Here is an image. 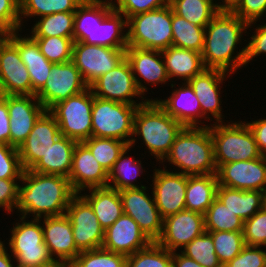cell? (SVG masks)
I'll list each match as a JSON object with an SVG mask.
<instances>
[{
    "label": "cell",
    "instance_id": "6da1fadb",
    "mask_svg": "<svg viewBox=\"0 0 266 267\" xmlns=\"http://www.w3.org/2000/svg\"><path fill=\"white\" fill-rule=\"evenodd\" d=\"M248 23L235 15L228 7L220 12L205 27L204 47L201 52L205 68L219 69L232 75L246 66V45L239 52L241 37L247 33ZM237 47V49H236Z\"/></svg>",
    "mask_w": 266,
    "mask_h": 267
},
{
    "label": "cell",
    "instance_id": "7a4b0ae2",
    "mask_svg": "<svg viewBox=\"0 0 266 267\" xmlns=\"http://www.w3.org/2000/svg\"><path fill=\"white\" fill-rule=\"evenodd\" d=\"M20 182L23 185L19 183L15 210L25 218L30 214L36 219L65 214L76 194L69 179L61 175L24 170Z\"/></svg>",
    "mask_w": 266,
    "mask_h": 267
},
{
    "label": "cell",
    "instance_id": "3957f363",
    "mask_svg": "<svg viewBox=\"0 0 266 267\" xmlns=\"http://www.w3.org/2000/svg\"><path fill=\"white\" fill-rule=\"evenodd\" d=\"M163 162L188 176L217 174L210 126L184 127Z\"/></svg>",
    "mask_w": 266,
    "mask_h": 267
},
{
    "label": "cell",
    "instance_id": "277c9868",
    "mask_svg": "<svg viewBox=\"0 0 266 267\" xmlns=\"http://www.w3.org/2000/svg\"><path fill=\"white\" fill-rule=\"evenodd\" d=\"M184 126L171 117L157 101H147L138 106L134 116L133 137L130 146L136 143V136L142 137L149 154L159 163L170 152L176 136Z\"/></svg>",
    "mask_w": 266,
    "mask_h": 267
},
{
    "label": "cell",
    "instance_id": "5b68a950",
    "mask_svg": "<svg viewBox=\"0 0 266 267\" xmlns=\"http://www.w3.org/2000/svg\"><path fill=\"white\" fill-rule=\"evenodd\" d=\"M209 124L217 170L224 164L260 158L254 135L246 122Z\"/></svg>",
    "mask_w": 266,
    "mask_h": 267
},
{
    "label": "cell",
    "instance_id": "8992f818",
    "mask_svg": "<svg viewBox=\"0 0 266 267\" xmlns=\"http://www.w3.org/2000/svg\"><path fill=\"white\" fill-rule=\"evenodd\" d=\"M172 7L140 13L127 20L128 47L163 51L172 46Z\"/></svg>",
    "mask_w": 266,
    "mask_h": 267
},
{
    "label": "cell",
    "instance_id": "52a82bcc",
    "mask_svg": "<svg viewBox=\"0 0 266 267\" xmlns=\"http://www.w3.org/2000/svg\"><path fill=\"white\" fill-rule=\"evenodd\" d=\"M138 106L141 105L104 100L93 95L91 136L114 138L130 144Z\"/></svg>",
    "mask_w": 266,
    "mask_h": 267
},
{
    "label": "cell",
    "instance_id": "ba28073f",
    "mask_svg": "<svg viewBox=\"0 0 266 267\" xmlns=\"http://www.w3.org/2000/svg\"><path fill=\"white\" fill-rule=\"evenodd\" d=\"M20 222H16L10 229L8 247L17 267H32L55 261L44 243L41 218L31 217V220H25L20 216Z\"/></svg>",
    "mask_w": 266,
    "mask_h": 267
},
{
    "label": "cell",
    "instance_id": "9c48e42d",
    "mask_svg": "<svg viewBox=\"0 0 266 267\" xmlns=\"http://www.w3.org/2000/svg\"><path fill=\"white\" fill-rule=\"evenodd\" d=\"M93 92L88 87L83 92L53 105L48 112L58 123L62 136L83 142L92 133Z\"/></svg>",
    "mask_w": 266,
    "mask_h": 267
},
{
    "label": "cell",
    "instance_id": "30bf717a",
    "mask_svg": "<svg viewBox=\"0 0 266 267\" xmlns=\"http://www.w3.org/2000/svg\"><path fill=\"white\" fill-rule=\"evenodd\" d=\"M126 58V48H111L74 42L72 61L84 82L90 86L101 75L114 69Z\"/></svg>",
    "mask_w": 266,
    "mask_h": 267
},
{
    "label": "cell",
    "instance_id": "8fae6325",
    "mask_svg": "<svg viewBox=\"0 0 266 267\" xmlns=\"http://www.w3.org/2000/svg\"><path fill=\"white\" fill-rule=\"evenodd\" d=\"M89 87L95 97L104 100L131 105H143L148 101L138 90L131 65L126 58L114 69L97 78ZM135 97H141L143 101H134Z\"/></svg>",
    "mask_w": 266,
    "mask_h": 267
},
{
    "label": "cell",
    "instance_id": "7c38bea8",
    "mask_svg": "<svg viewBox=\"0 0 266 267\" xmlns=\"http://www.w3.org/2000/svg\"><path fill=\"white\" fill-rule=\"evenodd\" d=\"M65 214L71 221L74 241L80 252L102 247L105 230L82 194L76 193L71 198Z\"/></svg>",
    "mask_w": 266,
    "mask_h": 267
},
{
    "label": "cell",
    "instance_id": "4fadbf2b",
    "mask_svg": "<svg viewBox=\"0 0 266 267\" xmlns=\"http://www.w3.org/2000/svg\"><path fill=\"white\" fill-rule=\"evenodd\" d=\"M147 186L127 188L119 191L124 214L129 215L140 229L152 241L156 242L161 235L163 218L158 211L154 195L146 194Z\"/></svg>",
    "mask_w": 266,
    "mask_h": 267
},
{
    "label": "cell",
    "instance_id": "5bb4252c",
    "mask_svg": "<svg viewBox=\"0 0 266 267\" xmlns=\"http://www.w3.org/2000/svg\"><path fill=\"white\" fill-rule=\"evenodd\" d=\"M88 87L72 60L65 63H54L48 80L36 97L48 111L58 102L77 95Z\"/></svg>",
    "mask_w": 266,
    "mask_h": 267
},
{
    "label": "cell",
    "instance_id": "9a60e30c",
    "mask_svg": "<svg viewBox=\"0 0 266 267\" xmlns=\"http://www.w3.org/2000/svg\"><path fill=\"white\" fill-rule=\"evenodd\" d=\"M154 169L152 192L162 218L174 215L184 209L187 175L166 169Z\"/></svg>",
    "mask_w": 266,
    "mask_h": 267
},
{
    "label": "cell",
    "instance_id": "2e32d148",
    "mask_svg": "<svg viewBox=\"0 0 266 267\" xmlns=\"http://www.w3.org/2000/svg\"><path fill=\"white\" fill-rule=\"evenodd\" d=\"M204 231V215L184 209L163 219L162 232L156 243L174 252L182 250Z\"/></svg>",
    "mask_w": 266,
    "mask_h": 267
},
{
    "label": "cell",
    "instance_id": "e0dca14e",
    "mask_svg": "<svg viewBox=\"0 0 266 267\" xmlns=\"http://www.w3.org/2000/svg\"><path fill=\"white\" fill-rule=\"evenodd\" d=\"M217 177L219 185L228 188L266 192V156L224 164Z\"/></svg>",
    "mask_w": 266,
    "mask_h": 267
},
{
    "label": "cell",
    "instance_id": "ac0fdd59",
    "mask_svg": "<svg viewBox=\"0 0 266 267\" xmlns=\"http://www.w3.org/2000/svg\"><path fill=\"white\" fill-rule=\"evenodd\" d=\"M7 107L10 119V145L18 148L46 109L36 95H7Z\"/></svg>",
    "mask_w": 266,
    "mask_h": 267
},
{
    "label": "cell",
    "instance_id": "d6986e66",
    "mask_svg": "<svg viewBox=\"0 0 266 267\" xmlns=\"http://www.w3.org/2000/svg\"><path fill=\"white\" fill-rule=\"evenodd\" d=\"M60 136L57 121L45 111L35 122L26 140L18 147L23 169L30 170Z\"/></svg>",
    "mask_w": 266,
    "mask_h": 267
},
{
    "label": "cell",
    "instance_id": "ffe728a7",
    "mask_svg": "<svg viewBox=\"0 0 266 267\" xmlns=\"http://www.w3.org/2000/svg\"><path fill=\"white\" fill-rule=\"evenodd\" d=\"M0 82L6 95H32L29 72L6 36L0 40Z\"/></svg>",
    "mask_w": 266,
    "mask_h": 267
},
{
    "label": "cell",
    "instance_id": "44dd1931",
    "mask_svg": "<svg viewBox=\"0 0 266 267\" xmlns=\"http://www.w3.org/2000/svg\"><path fill=\"white\" fill-rule=\"evenodd\" d=\"M41 220L44 243L51 257L55 261L70 265L80 253L74 241L70 219L66 214H62L43 217Z\"/></svg>",
    "mask_w": 266,
    "mask_h": 267
},
{
    "label": "cell",
    "instance_id": "7402d4cb",
    "mask_svg": "<svg viewBox=\"0 0 266 267\" xmlns=\"http://www.w3.org/2000/svg\"><path fill=\"white\" fill-rule=\"evenodd\" d=\"M126 59L131 65L137 88L143 97L145 92H148V87L144 86L146 84H143V80L144 83L147 82L150 86H157L160 83L167 84L166 82L171 81L168 78L161 51L127 47Z\"/></svg>",
    "mask_w": 266,
    "mask_h": 267
},
{
    "label": "cell",
    "instance_id": "603a6c76",
    "mask_svg": "<svg viewBox=\"0 0 266 267\" xmlns=\"http://www.w3.org/2000/svg\"><path fill=\"white\" fill-rule=\"evenodd\" d=\"M68 179L73 191L82 193L90 188L107 187L108 172L83 142H77Z\"/></svg>",
    "mask_w": 266,
    "mask_h": 267
},
{
    "label": "cell",
    "instance_id": "cb8c5ba5",
    "mask_svg": "<svg viewBox=\"0 0 266 267\" xmlns=\"http://www.w3.org/2000/svg\"><path fill=\"white\" fill-rule=\"evenodd\" d=\"M152 241L127 214H122L104 231L102 248L125 256L148 247Z\"/></svg>",
    "mask_w": 266,
    "mask_h": 267
},
{
    "label": "cell",
    "instance_id": "d4e9b609",
    "mask_svg": "<svg viewBox=\"0 0 266 267\" xmlns=\"http://www.w3.org/2000/svg\"><path fill=\"white\" fill-rule=\"evenodd\" d=\"M226 75L228 73L225 71L205 68L201 73L187 82L197 96L202 114L206 116L207 122L213 121L212 119L210 120V115L215 118V123L224 122L222 118L225 116L221 112L223 109L221 106L220 84L224 83L223 81H225Z\"/></svg>",
    "mask_w": 266,
    "mask_h": 267
},
{
    "label": "cell",
    "instance_id": "484cf974",
    "mask_svg": "<svg viewBox=\"0 0 266 267\" xmlns=\"http://www.w3.org/2000/svg\"><path fill=\"white\" fill-rule=\"evenodd\" d=\"M157 103L175 120L184 127H203L204 120L207 119L202 114L199 100L193 89L187 82H182L179 88L172 90L171 95L166 99H149ZM201 119V120H199Z\"/></svg>",
    "mask_w": 266,
    "mask_h": 267
},
{
    "label": "cell",
    "instance_id": "4316f807",
    "mask_svg": "<svg viewBox=\"0 0 266 267\" xmlns=\"http://www.w3.org/2000/svg\"><path fill=\"white\" fill-rule=\"evenodd\" d=\"M19 31L5 36L18 48L21 60L26 66L32 85V95H36L45 85L52 64L40 51L36 41L30 36H21Z\"/></svg>",
    "mask_w": 266,
    "mask_h": 267
},
{
    "label": "cell",
    "instance_id": "83f0119b",
    "mask_svg": "<svg viewBox=\"0 0 266 267\" xmlns=\"http://www.w3.org/2000/svg\"><path fill=\"white\" fill-rule=\"evenodd\" d=\"M112 9V0H84L75 11L73 26L74 42L94 45L96 25Z\"/></svg>",
    "mask_w": 266,
    "mask_h": 267
},
{
    "label": "cell",
    "instance_id": "f1b7e54d",
    "mask_svg": "<svg viewBox=\"0 0 266 267\" xmlns=\"http://www.w3.org/2000/svg\"><path fill=\"white\" fill-rule=\"evenodd\" d=\"M168 78L188 82L204 69L202 54L197 51L170 46L161 51Z\"/></svg>",
    "mask_w": 266,
    "mask_h": 267
},
{
    "label": "cell",
    "instance_id": "f546056e",
    "mask_svg": "<svg viewBox=\"0 0 266 267\" xmlns=\"http://www.w3.org/2000/svg\"><path fill=\"white\" fill-rule=\"evenodd\" d=\"M76 144V140L61 135L30 170L41 174L61 175L68 178Z\"/></svg>",
    "mask_w": 266,
    "mask_h": 267
},
{
    "label": "cell",
    "instance_id": "4dcf8cb0",
    "mask_svg": "<svg viewBox=\"0 0 266 267\" xmlns=\"http://www.w3.org/2000/svg\"><path fill=\"white\" fill-rule=\"evenodd\" d=\"M216 197L243 221L265 206V192L239 190L218 185Z\"/></svg>",
    "mask_w": 266,
    "mask_h": 267
},
{
    "label": "cell",
    "instance_id": "1f68e13d",
    "mask_svg": "<svg viewBox=\"0 0 266 267\" xmlns=\"http://www.w3.org/2000/svg\"><path fill=\"white\" fill-rule=\"evenodd\" d=\"M88 190L91 193L82 196L90 203L101 227L106 230L124 213L119 191L108 186Z\"/></svg>",
    "mask_w": 266,
    "mask_h": 267
},
{
    "label": "cell",
    "instance_id": "d6a6232c",
    "mask_svg": "<svg viewBox=\"0 0 266 267\" xmlns=\"http://www.w3.org/2000/svg\"><path fill=\"white\" fill-rule=\"evenodd\" d=\"M218 185L217 174L187 175L186 209L204 215L216 198Z\"/></svg>",
    "mask_w": 266,
    "mask_h": 267
},
{
    "label": "cell",
    "instance_id": "836d02e7",
    "mask_svg": "<svg viewBox=\"0 0 266 267\" xmlns=\"http://www.w3.org/2000/svg\"><path fill=\"white\" fill-rule=\"evenodd\" d=\"M125 28H127L126 17L113 8L100 23H97L94 31V45L127 48L128 33Z\"/></svg>",
    "mask_w": 266,
    "mask_h": 267
},
{
    "label": "cell",
    "instance_id": "e575fe53",
    "mask_svg": "<svg viewBox=\"0 0 266 267\" xmlns=\"http://www.w3.org/2000/svg\"><path fill=\"white\" fill-rule=\"evenodd\" d=\"M129 145L120 154L119 158L114 163L112 169L108 173V187L118 191L127 188H140L145 185L135 184L140 173H143V167L140 160H135L132 156H125L131 151Z\"/></svg>",
    "mask_w": 266,
    "mask_h": 267
},
{
    "label": "cell",
    "instance_id": "d590c367",
    "mask_svg": "<svg viewBox=\"0 0 266 267\" xmlns=\"http://www.w3.org/2000/svg\"><path fill=\"white\" fill-rule=\"evenodd\" d=\"M215 0H170L173 12L193 23L206 27L207 24L220 12L223 6L214 3Z\"/></svg>",
    "mask_w": 266,
    "mask_h": 267
},
{
    "label": "cell",
    "instance_id": "8d00e7d4",
    "mask_svg": "<svg viewBox=\"0 0 266 267\" xmlns=\"http://www.w3.org/2000/svg\"><path fill=\"white\" fill-rule=\"evenodd\" d=\"M172 46L202 52L205 27L194 25L176 15L172 9Z\"/></svg>",
    "mask_w": 266,
    "mask_h": 267
},
{
    "label": "cell",
    "instance_id": "74e56055",
    "mask_svg": "<svg viewBox=\"0 0 266 267\" xmlns=\"http://www.w3.org/2000/svg\"><path fill=\"white\" fill-rule=\"evenodd\" d=\"M75 12H57L34 21L31 37H73Z\"/></svg>",
    "mask_w": 266,
    "mask_h": 267
},
{
    "label": "cell",
    "instance_id": "f35d334b",
    "mask_svg": "<svg viewBox=\"0 0 266 267\" xmlns=\"http://www.w3.org/2000/svg\"><path fill=\"white\" fill-rule=\"evenodd\" d=\"M205 231H243L244 221L217 197L204 214Z\"/></svg>",
    "mask_w": 266,
    "mask_h": 267
},
{
    "label": "cell",
    "instance_id": "ab89813d",
    "mask_svg": "<svg viewBox=\"0 0 266 267\" xmlns=\"http://www.w3.org/2000/svg\"><path fill=\"white\" fill-rule=\"evenodd\" d=\"M84 0H20L21 29L24 18L42 17L57 12H75ZM38 16V17H37ZM24 17V18H23Z\"/></svg>",
    "mask_w": 266,
    "mask_h": 267
},
{
    "label": "cell",
    "instance_id": "60d3db41",
    "mask_svg": "<svg viewBox=\"0 0 266 267\" xmlns=\"http://www.w3.org/2000/svg\"><path fill=\"white\" fill-rule=\"evenodd\" d=\"M83 143L92 152L95 159L109 173L120 154L129 144L114 138H98L91 136Z\"/></svg>",
    "mask_w": 266,
    "mask_h": 267
},
{
    "label": "cell",
    "instance_id": "b9f144b4",
    "mask_svg": "<svg viewBox=\"0 0 266 267\" xmlns=\"http://www.w3.org/2000/svg\"><path fill=\"white\" fill-rule=\"evenodd\" d=\"M180 252L203 267H223L215 253L212 236L207 231L194 238Z\"/></svg>",
    "mask_w": 266,
    "mask_h": 267
},
{
    "label": "cell",
    "instance_id": "7bdbcfd3",
    "mask_svg": "<svg viewBox=\"0 0 266 267\" xmlns=\"http://www.w3.org/2000/svg\"><path fill=\"white\" fill-rule=\"evenodd\" d=\"M126 267H172V252L152 242L127 256Z\"/></svg>",
    "mask_w": 266,
    "mask_h": 267
},
{
    "label": "cell",
    "instance_id": "ee69618b",
    "mask_svg": "<svg viewBox=\"0 0 266 267\" xmlns=\"http://www.w3.org/2000/svg\"><path fill=\"white\" fill-rule=\"evenodd\" d=\"M213 239L215 253L224 266L237 256L245 246L243 231L209 232Z\"/></svg>",
    "mask_w": 266,
    "mask_h": 267
},
{
    "label": "cell",
    "instance_id": "f6af8a7d",
    "mask_svg": "<svg viewBox=\"0 0 266 267\" xmlns=\"http://www.w3.org/2000/svg\"><path fill=\"white\" fill-rule=\"evenodd\" d=\"M127 256L104 248L80 252L70 267H126Z\"/></svg>",
    "mask_w": 266,
    "mask_h": 267
},
{
    "label": "cell",
    "instance_id": "bcb514c9",
    "mask_svg": "<svg viewBox=\"0 0 266 267\" xmlns=\"http://www.w3.org/2000/svg\"><path fill=\"white\" fill-rule=\"evenodd\" d=\"M41 53L51 63H65L72 60L73 37H32Z\"/></svg>",
    "mask_w": 266,
    "mask_h": 267
},
{
    "label": "cell",
    "instance_id": "7dc6e473",
    "mask_svg": "<svg viewBox=\"0 0 266 267\" xmlns=\"http://www.w3.org/2000/svg\"><path fill=\"white\" fill-rule=\"evenodd\" d=\"M243 237L245 245L266 248V206L244 221Z\"/></svg>",
    "mask_w": 266,
    "mask_h": 267
},
{
    "label": "cell",
    "instance_id": "c3c4849f",
    "mask_svg": "<svg viewBox=\"0 0 266 267\" xmlns=\"http://www.w3.org/2000/svg\"><path fill=\"white\" fill-rule=\"evenodd\" d=\"M228 8L248 23V28L256 25L255 23L260 21L262 16L266 17V0H234Z\"/></svg>",
    "mask_w": 266,
    "mask_h": 267
},
{
    "label": "cell",
    "instance_id": "681fc988",
    "mask_svg": "<svg viewBox=\"0 0 266 267\" xmlns=\"http://www.w3.org/2000/svg\"><path fill=\"white\" fill-rule=\"evenodd\" d=\"M23 171L18 148L0 143V179H21Z\"/></svg>",
    "mask_w": 266,
    "mask_h": 267
},
{
    "label": "cell",
    "instance_id": "f907efd6",
    "mask_svg": "<svg viewBox=\"0 0 266 267\" xmlns=\"http://www.w3.org/2000/svg\"><path fill=\"white\" fill-rule=\"evenodd\" d=\"M112 4L113 8L128 20L134 15L166 7L170 0H112Z\"/></svg>",
    "mask_w": 266,
    "mask_h": 267
},
{
    "label": "cell",
    "instance_id": "816d5d0a",
    "mask_svg": "<svg viewBox=\"0 0 266 267\" xmlns=\"http://www.w3.org/2000/svg\"><path fill=\"white\" fill-rule=\"evenodd\" d=\"M20 18V0H0V31L21 32Z\"/></svg>",
    "mask_w": 266,
    "mask_h": 267
},
{
    "label": "cell",
    "instance_id": "f5cc1de1",
    "mask_svg": "<svg viewBox=\"0 0 266 267\" xmlns=\"http://www.w3.org/2000/svg\"><path fill=\"white\" fill-rule=\"evenodd\" d=\"M266 264V250L261 246L245 245L241 252L223 267H263Z\"/></svg>",
    "mask_w": 266,
    "mask_h": 267
},
{
    "label": "cell",
    "instance_id": "db71d44e",
    "mask_svg": "<svg viewBox=\"0 0 266 267\" xmlns=\"http://www.w3.org/2000/svg\"><path fill=\"white\" fill-rule=\"evenodd\" d=\"M20 180L0 179V208H4L9 214L14 211L17 205Z\"/></svg>",
    "mask_w": 266,
    "mask_h": 267
},
{
    "label": "cell",
    "instance_id": "11a10c76",
    "mask_svg": "<svg viewBox=\"0 0 266 267\" xmlns=\"http://www.w3.org/2000/svg\"><path fill=\"white\" fill-rule=\"evenodd\" d=\"M249 39L246 44V65L253 58L266 54V23L259 24Z\"/></svg>",
    "mask_w": 266,
    "mask_h": 267
},
{
    "label": "cell",
    "instance_id": "9f6ffc18",
    "mask_svg": "<svg viewBox=\"0 0 266 267\" xmlns=\"http://www.w3.org/2000/svg\"><path fill=\"white\" fill-rule=\"evenodd\" d=\"M251 121L252 122H247L246 124L254 135L260 153L262 156H266V119L261 118Z\"/></svg>",
    "mask_w": 266,
    "mask_h": 267
},
{
    "label": "cell",
    "instance_id": "6f0895ef",
    "mask_svg": "<svg viewBox=\"0 0 266 267\" xmlns=\"http://www.w3.org/2000/svg\"><path fill=\"white\" fill-rule=\"evenodd\" d=\"M10 119L7 107V95L0 102V143L10 145Z\"/></svg>",
    "mask_w": 266,
    "mask_h": 267
},
{
    "label": "cell",
    "instance_id": "680465c9",
    "mask_svg": "<svg viewBox=\"0 0 266 267\" xmlns=\"http://www.w3.org/2000/svg\"><path fill=\"white\" fill-rule=\"evenodd\" d=\"M172 267H203L192 258L187 257L182 252H172Z\"/></svg>",
    "mask_w": 266,
    "mask_h": 267
},
{
    "label": "cell",
    "instance_id": "91938a15",
    "mask_svg": "<svg viewBox=\"0 0 266 267\" xmlns=\"http://www.w3.org/2000/svg\"><path fill=\"white\" fill-rule=\"evenodd\" d=\"M7 248L4 243L0 246V267H17L15 263L13 264L15 260L11 258L12 255L8 253Z\"/></svg>",
    "mask_w": 266,
    "mask_h": 267
},
{
    "label": "cell",
    "instance_id": "94428289",
    "mask_svg": "<svg viewBox=\"0 0 266 267\" xmlns=\"http://www.w3.org/2000/svg\"><path fill=\"white\" fill-rule=\"evenodd\" d=\"M32 267H69V265L61 263V262H49V263H44Z\"/></svg>",
    "mask_w": 266,
    "mask_h": 267
},
{
    "label": "cell",
    "instance_id": "6125c7cd",
    "mask_svg": "<svg viewBox=\"0 0 266 267\" xmlns=\"http://www.w3.org/2000/svg\"><path fill=\"white\" fill-rule=\"evenodd\" d=\"M5 96L6 94H5L4 88L2 87V84L0 82V102L5 99Z\"/></svg>",
    "mask_w": 266,
    "mask_h": 267
},
{
    "label": "cell",
    "instance_id": "be15d7a7",
    "mask_svg": "<svg viewBox=\"0 0 266 267\" xmlns=\"http://www.w3.org/2000/svg\"><path fill=\"white\" fill-rule=\"evenodd\" d=\"M234 0H222L219 2L223 7H228Z\"/></svg>",
    "mask_w": 266,
    "mask_h": 267
},
{
    "label": "cell",
    "instance_id": "e7e4bbea",
    "mask_svg": "<svg viewBox=\"0 0 266 267\" xmlns=\"http://www.w3.org/2000/svg\"><path fill=\"white\" fill-rule=\"evenodd\" d=\"M4 36H5V34H4L2 31H0V40H1Z\"/></svg>",
    "mask_w": 266,
    "mask_h": 267
}]
</instances>
